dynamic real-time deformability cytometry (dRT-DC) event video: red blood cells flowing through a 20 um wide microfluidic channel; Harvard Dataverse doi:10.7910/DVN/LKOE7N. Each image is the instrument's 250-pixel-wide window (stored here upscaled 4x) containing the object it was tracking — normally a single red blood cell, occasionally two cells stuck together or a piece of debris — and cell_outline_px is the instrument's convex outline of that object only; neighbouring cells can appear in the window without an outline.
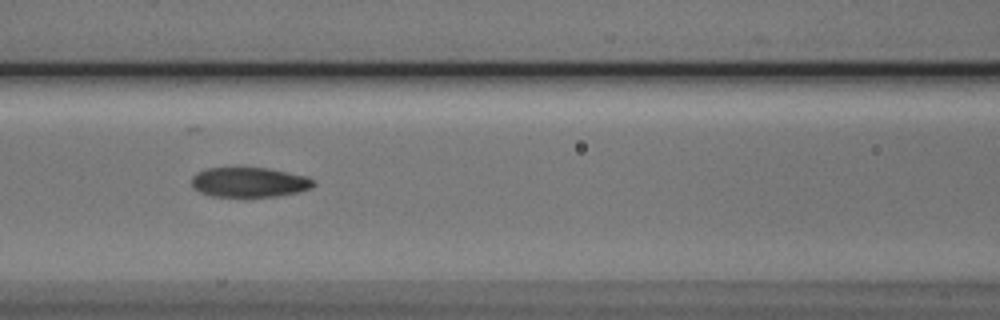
{"species": "Egyptian fruit bat (a non-hibernating species)", "species_latin": "Rousettus aegyptiacus", "temperature_condition": "cold", "stored_images_in_passage": 3, "camera_frame_rate_fps": 3000, "um_per_image_px": 0.085, "animal": {"sex": "male"}, "frame": {"image": 1, "passage_image": 3, "time_ms": 2.333, "image_size_px": [1000, 320], "cell_outline_px": [[316, 184], [312, 188], [296, 192], [276, 196], [244, 200], [212, 196], [200, 192], [192, 188], [192, 176], [196, 172], [204, 168], [268, 168], [308, 176], [316, 180]], "centroid_in_image_um": [21.18, 15.53], "position_along_channel_um": 145.4, "area_um2": 22.2}}